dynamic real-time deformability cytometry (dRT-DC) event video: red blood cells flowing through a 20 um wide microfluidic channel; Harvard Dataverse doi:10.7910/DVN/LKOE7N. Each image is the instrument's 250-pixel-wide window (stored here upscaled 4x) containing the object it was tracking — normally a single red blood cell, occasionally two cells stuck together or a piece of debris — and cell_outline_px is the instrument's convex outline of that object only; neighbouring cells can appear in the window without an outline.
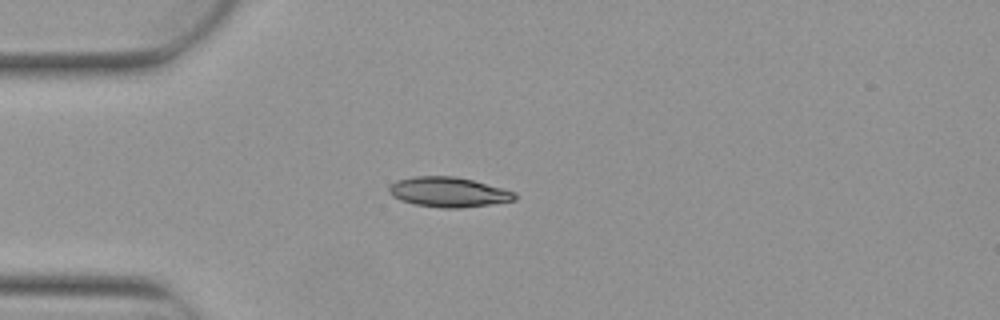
{"species": "Egyptian fruit bat (a non-hibernating species)", "species_latin": "Rousettus aegyptiacus", "temperature_condition": "warm", "stored_images_in_passage": 4, "camera_frame_rate_fps": 3000, "um_per_image_px": 0.085, "animal": {"sex": "female"}, "frame": {"image": 1, "passage_image": 4, "time_ms": 1.0, "image_size_px": [1000, 320], "cell_outline_px": [[516, 200], [460, 208], [440, 208], [416, 204], [400, 200], [392, 196], [388, 192], [388, 188], [396, 180], [412, 176], [456, 176], [472, 180], [516, 192]], "centroid_in_image_um": [38.09, 16.32], "position_along_channel_um": 46.9, "area_um2": 21.85}}